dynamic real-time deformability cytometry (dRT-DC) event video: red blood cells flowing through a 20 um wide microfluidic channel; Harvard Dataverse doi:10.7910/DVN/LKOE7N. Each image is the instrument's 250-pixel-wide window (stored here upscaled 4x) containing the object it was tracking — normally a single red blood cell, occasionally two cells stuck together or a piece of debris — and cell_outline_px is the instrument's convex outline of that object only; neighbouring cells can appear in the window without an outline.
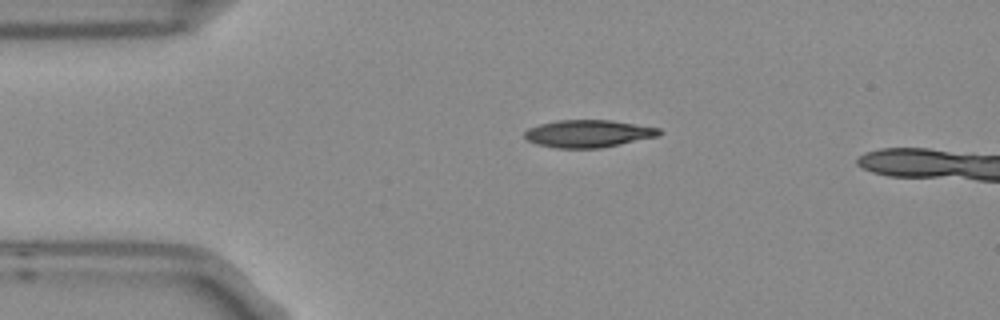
{"species": "Egyptian fruit bat (a non-hibernating species)", "species_latin": "Rousettus aegyptiacus", "temperature_condition": "room temperature", "stored_images_in_passage": 2, "camera_frame_rate_fps": 3000, "um_per_image_px": 0.085, "frame": {"image": 1, "passage_image": 1, "time_ms": 0.0, "image_size_px": [1000, 320], "cell_outline_px": [[664, 132], [660, 136], [600, 148], [556, 148], [536, 144], [524, 140], [524, 132], [528, 128], [540, 124], [556, 120], [612, 120], [660, 128]], "centroid_in_image_um": [50.0, 11.36], "position_along_channel_um": 35.0, "area_um2": 21.79}}